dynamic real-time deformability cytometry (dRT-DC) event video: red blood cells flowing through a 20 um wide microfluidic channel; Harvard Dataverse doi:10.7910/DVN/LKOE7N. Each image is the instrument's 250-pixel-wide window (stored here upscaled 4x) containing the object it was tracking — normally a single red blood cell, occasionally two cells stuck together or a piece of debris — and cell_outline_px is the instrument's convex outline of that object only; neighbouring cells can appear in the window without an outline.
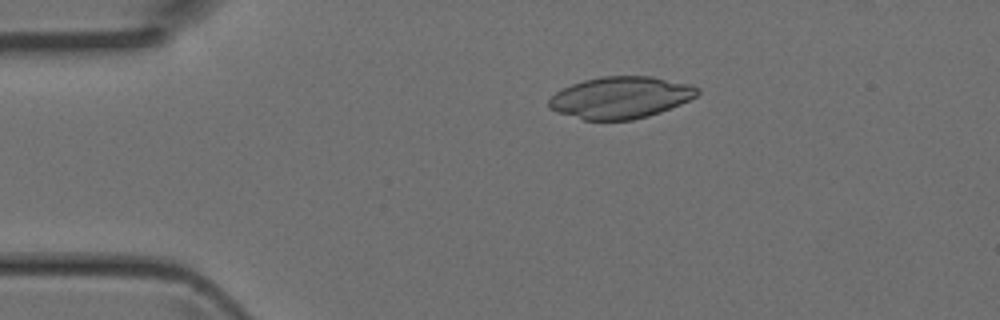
{"species": "Egyptian fruit bat (a non-hibernating species)", "species_latin": "Rousettus aegyptiacus", "temperature_condition": "room temperature", "stored_images_in_passage": 3, "camera_frame_rate_fps": 3000, "um_per_image_px": 0.085, "animal": {"sex": "female"}, "frame": {"image": 1, "passage_image": 2, "time_ms": 0.333, "image_size_px": [1000, 320], "cell_outline_px": [[700, 92], [696, 96], [680, 104], [660, 112], [648, 116], [632, 120], [584, 120], [556, 112], [548, 108], [548, 100], [556, 92], [572, 84], [584, 80], [604, 76], [652, 76], [688, 84], [700, 88]], "centroid_in_image_um": [52.73, 8.29], "position_along_channel_um": 32.3, "area_um2": 36.13}}